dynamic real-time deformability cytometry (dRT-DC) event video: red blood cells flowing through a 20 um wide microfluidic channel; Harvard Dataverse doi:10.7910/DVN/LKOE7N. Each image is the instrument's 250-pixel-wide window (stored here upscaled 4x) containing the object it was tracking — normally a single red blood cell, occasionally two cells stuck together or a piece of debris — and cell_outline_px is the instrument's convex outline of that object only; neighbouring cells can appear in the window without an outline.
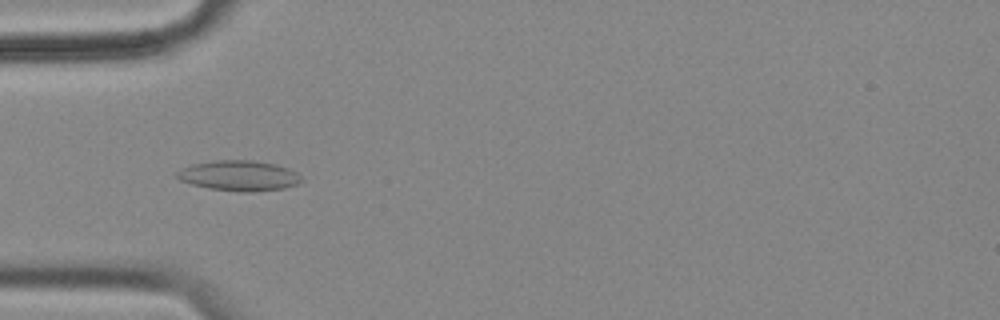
{"species": "common noctule bat (a hibernating species)", "species_latin": "Nyctalus noctula", "temperature_condition": "cold", "stored_images_in_passage": 13, "camera_frame_rate_fps": 3000, "um_per_image_px": 0.085, "animal": {"sex": "female", "body_mass_g": 18.4}, "frame": {"image": 1, "passage_image": 3, "time_ms": 0.667, "image_size_px": [1000, 320], "cell_outline_px": [[304, 180], [296, 184], [284, 188], [252, 192], [240, 192], [208, 188], [192, 184], [180, 180], [176, 176], [176, 172], [192, 164], [216, 160], [252, 160], [272, 164], [288, 168], [296, 172]], "centroid_in_image_um": [20.32, 14.94], "position_along_channel_um": 64.7, "area_um2": 21.85}}
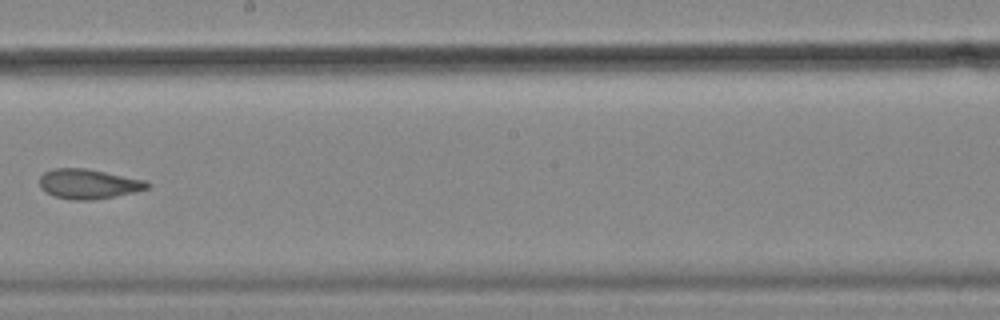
{"frame": {"image": 2, "passage_image": 7, "time_ms": 2.0, "image_size_px": [1000, 320], "cell_outline_px": [[152, 184], [148, 188], [116, 196], [92, 200], [72, 200], [56, 196], [40, 188], [40, 176], [44, 172], [52, 168], [88, 168], [144, 180]], "centroid_in_image_um": [7.51, 15.62], "position_along_channel_um": 240.7, "area_um2": 18.61}}
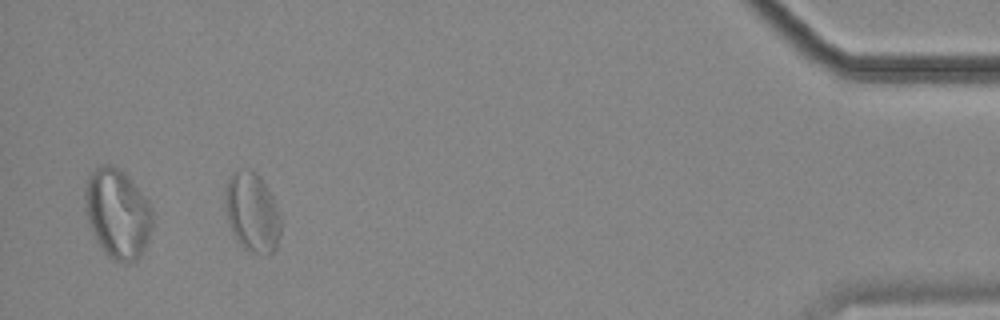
{"frame": {"image": 3, "passage_image": 12, "time_ms": 3.667, "image_size_px": [1000, 320], "cell_outline_px": [[280, 236], [276, 248], [268, 256], [252, 252], [244, 248], [232, 236], [228, 220], [224, 192], [228, 180], [232, 172], [252, 172], [260, 176], [268, 188], [272, 196], [280, 216]], "centroid_in_image_um": [21.44, 18.11], "position_along_channel_um": 413.8, "area_um2": 25.55}}